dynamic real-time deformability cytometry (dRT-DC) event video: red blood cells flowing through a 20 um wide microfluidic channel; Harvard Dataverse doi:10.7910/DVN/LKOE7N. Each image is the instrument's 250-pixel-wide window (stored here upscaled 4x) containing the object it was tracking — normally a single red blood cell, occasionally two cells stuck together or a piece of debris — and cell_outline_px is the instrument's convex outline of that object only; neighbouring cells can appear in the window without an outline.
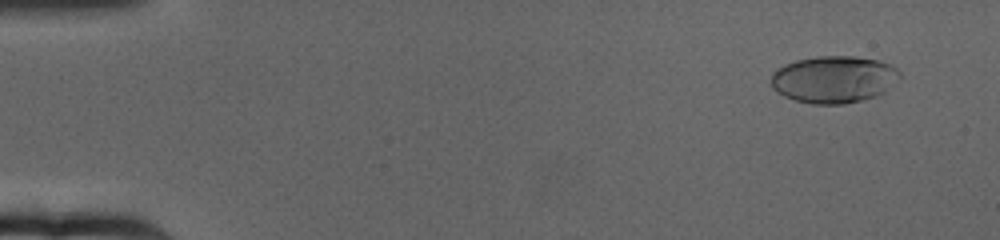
{"species": "human", "species_latin": "Homo sapiens", "temperature_condition": "cold", "stored_images_in_passage": 65, "camera_frame_rate_fps": 3000, "um_per_image_px": 0.085, "donor": {"sex": "female"}, "frame": {"image": 1, "passage_image": 5, "time_ms": 1.333, "image_size_px": [1000, 240], "cell_outline_px": [[900, 80], [884, 92], [876, 96], [844, 104], [812, 104], [796, 100], [784, 96], [776, 92], [772, 88], [772, 72], [776, 68], [784, 64], [796, 60], [816, 56], [856, 56], [876, 60], [888, 64], [896, 68], [900, 72]], "centroid_in_image_um": [70.87, 6.74], "position_along_channel_um": 14.1, "area_um2": 35.49}}
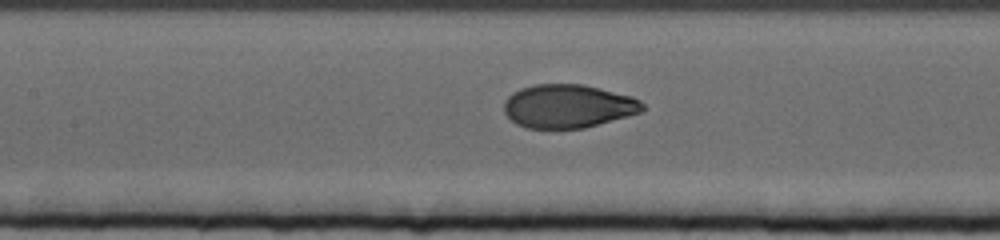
{"frame": {"image": 2, "passage_image": 31, "time_ms": 10.0, "image_size_px": [1000, 240], "cell_outline_px": [[644, 108], [640, 112], [628, 116], [584, 128], [528, 128], [516, 124], [504, 112], [504, 100], [512, 92], [520, 88], [536, 84], [584, 84], [632, 96], [640, 100], [644, 104]], "centroid_in_image_um": [48.27, 9.01], "position_along_channel_um": 159.1, "area_um2": 35.14}}
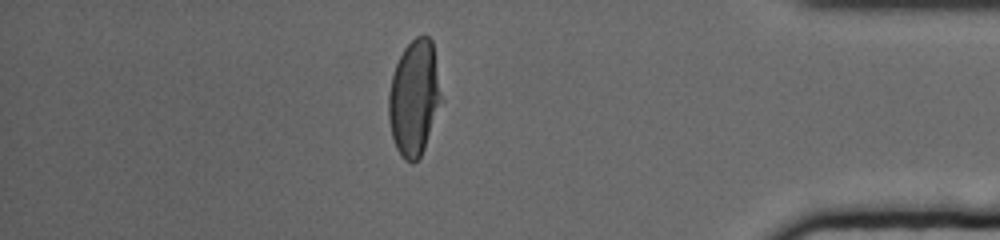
{"frame": {"image": 3, "passage_image": 57, "time_ms": 18.667, "image_size_px": [1000, 240], "cell_outline_px": [[444, 100], [424, 148], [420, 156], [412, 164], [404, 160], [396, 148], [392, 136], [388, 120], [388, 92], [392, 76], [396, 64], [404, 48], [416, 36], [424, 32], [432, 40]], "centroid_in_image_um": [35.23, 8.3], "position_along_channel_um": 400.0, "area_um2": 36.18}, "authors_computed_cell_mechanics": {"area_um2": 35.6626, "velocity_mm_per_s": 3.1499, "shape_relaxation_time_tau1_ms": 5.0988, "shape_relaxation_time_tau2_ms": null, "deformation_change_tau1": 0.2153, "deformation_change_tau2": null}}